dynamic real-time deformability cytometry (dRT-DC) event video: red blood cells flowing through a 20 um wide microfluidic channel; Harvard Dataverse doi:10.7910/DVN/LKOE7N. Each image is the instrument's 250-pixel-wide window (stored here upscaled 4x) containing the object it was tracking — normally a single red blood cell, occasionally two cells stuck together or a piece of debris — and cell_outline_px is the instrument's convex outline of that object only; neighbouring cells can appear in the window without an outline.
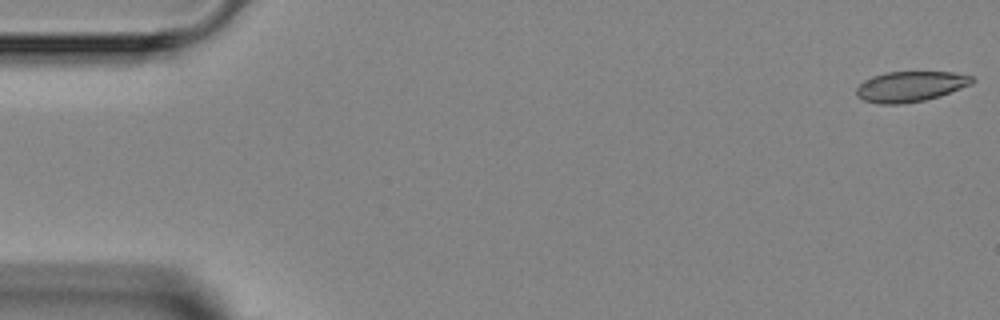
{"species": "Egyptian fruit bat (a non-hibernating species)", "species_latin": "Rousettus aegyptiacus", "temperature_condition": "room temperature", "stored_images_in_passage": 5, "camera_frame_rate_fps": 3000, "um_per_image_px": 0.085, "animal": {"sex": "female"}, "frame": {"image": 1, "passage_image": 1, "time_ms": 0.0, "image_size_px": [1000, 320], "cell_outline_px": [[976, 80], [972, 84], [940, 96], [924, 100], [900, 104], [880, 104], [864, 100], [856, 96], [856, 88], [864, 80], [872, 76], [884, 72], [952, 72], [972, 76]], "centroid_in_image_um": [77.38, 7.35], "position_along_channel_um": 7.6, "area_um2": 20.58}}